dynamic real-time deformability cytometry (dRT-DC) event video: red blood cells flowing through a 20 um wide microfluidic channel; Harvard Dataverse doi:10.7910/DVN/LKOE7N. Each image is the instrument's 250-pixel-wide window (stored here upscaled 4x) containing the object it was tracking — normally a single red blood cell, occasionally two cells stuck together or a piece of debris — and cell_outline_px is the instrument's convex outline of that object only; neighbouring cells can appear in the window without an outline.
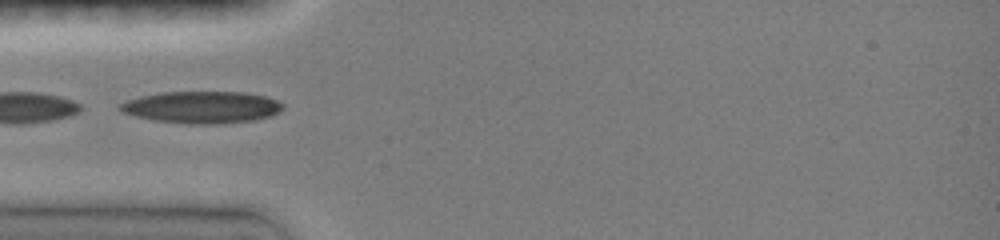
{"species": "common noctule bat (a hibernating species)", "species_latin": "Nyctalus noctula", "temperature_condition": "room temperature", "stored_images_in_passage": 16, "camera_frame_rate_fps": 3000, "um_per_image_px": 0.085, "animal": {"sex": "female", "body_mass_g": 19.0, "forearm_length_mm": 51.5}, "frame": {"image": 1, "passage_image": 1, "time_ms": 0.0, "image_size_px": [1000, 240], "cell_outline_px": [[284, 108], [280, 112], [272, 116], [256, 120], [216, 124], [188, 124], [152, 120], [136, 116], [124, 112], [116, 108], [120, 104], [128, 100], [140, 96], [160, 92], [244, 92], [264, 96], [276, 100], [284, 104]], "centroid_in_image_um": [17.18, 9.12], "position_along_channel_um": 67.8, "area_um2": 30.52}}